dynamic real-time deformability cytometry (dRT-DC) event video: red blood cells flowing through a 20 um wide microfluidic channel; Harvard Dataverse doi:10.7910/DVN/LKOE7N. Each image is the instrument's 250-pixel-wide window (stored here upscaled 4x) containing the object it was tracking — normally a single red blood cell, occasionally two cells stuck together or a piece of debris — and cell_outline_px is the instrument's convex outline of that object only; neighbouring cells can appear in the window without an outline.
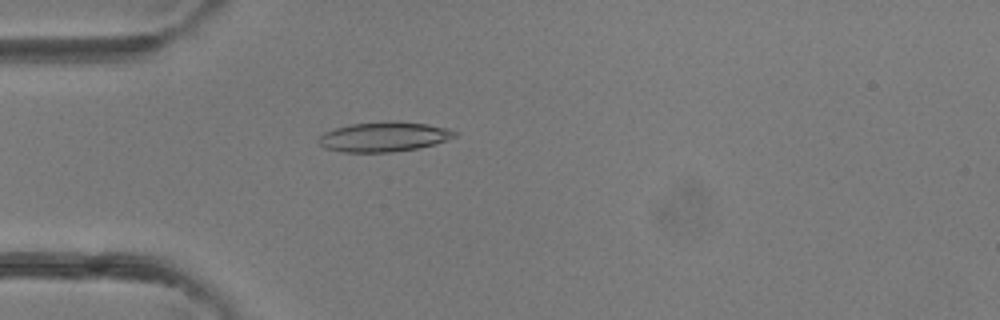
{"species": "common noctule bat (a hibernating species)", "species_latin": "Nyctalus noctula", "temperature_condition": "room temperature", "stored_images_in_passage": 3, "camera_frame_rate_fps": 3000, "um_per_image_px": 0.085, "animal": {"sex": "female"}, "frame": {"image": 1, "passage_image": 3, "time_ms": 3.333, "image_size_px": [1000, 320], "cell_outline_px": [[460, 132], [456, 136], [436, 144], [420, 148], [392, 152], [340, 152], [324, 148], [316, 140], [324, 132], [348, 124], [392, 120], [400, 120], [428, 124], [448, 128]], "centroid_in_image_um": [32.66, 11.61], "position_along_channel_um": 52.3, "area_um2": 24.16}}